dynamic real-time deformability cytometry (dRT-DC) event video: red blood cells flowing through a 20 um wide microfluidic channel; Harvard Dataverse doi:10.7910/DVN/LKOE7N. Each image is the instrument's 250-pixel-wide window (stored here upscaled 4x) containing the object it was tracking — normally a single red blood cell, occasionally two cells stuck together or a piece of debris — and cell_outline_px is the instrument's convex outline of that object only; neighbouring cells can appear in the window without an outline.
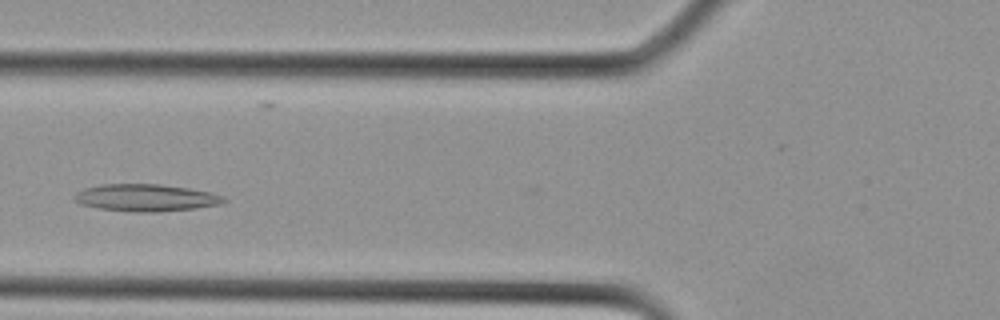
{"species": "Egyptian fruit bat (a non-hibernating species)", "species_latin": "Rousettus aegyptiacus", "temperature_condition": "cold", "stored_images_in_passage": 20, "camera_frame_rate_fps": 3000, "um_per_image_px": 0.085, "animal": {"sex": "female"}, "frame": {"image": 1, "passage_image": 3, "time_ms": 0.667, "image_size_px": [1000, 320], "cell_outline_px": [[228, 200], [220, 204], [196, 208], [160, 212], [132, 212], [100, 208], [80, 204], [72, 200], [72, 196], [76, 192], [84, 188], [104, 184], [160, 184], [188, 188], [212, 192], [224, 196]], "centroid_in_image_um": [12.39, 16.81], "position_along_channel_um": 113.4, "area_um2": 23.87}}
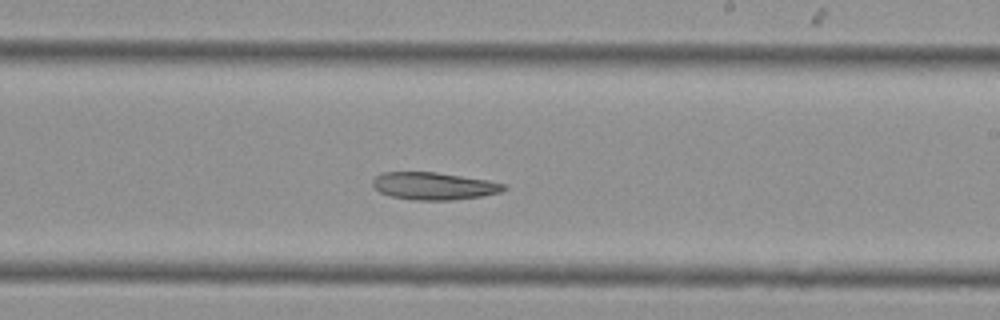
{"frame": {"image": 2, "passage_image": 9, "time_ms": 2.667, "image_size_px": [1000, 320], "cell_outline_px": [[508, 188], [500, 192], [484, 196], [456, 200], [416, 200], [392, 196], [380, 192], [372, 184], [372, 180], [376, 176], [384, 172], [436, 172], [488, 180], [504, 184]], "centroid_in_image_um": [36.91, 15.81], "position_along_channel_um": 252.1, "area_um2": 20.92}}
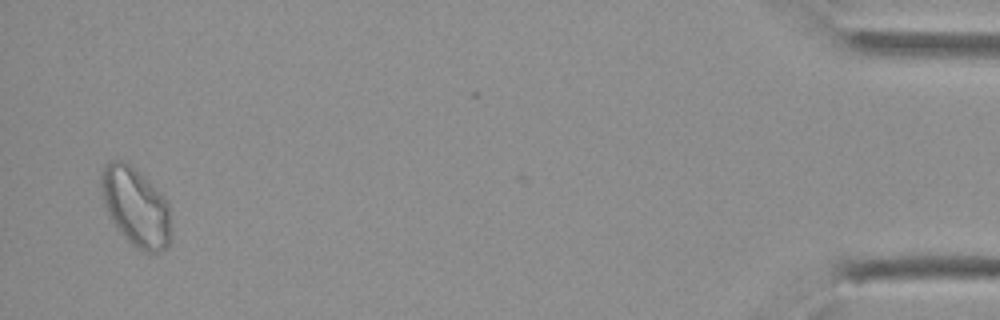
{"frame": {"image": 3, "passage_image": 20, "time_ms": 6.333, "image_size_px": [1000, 320], "cell_outline_px": [[172, 236], [168, 244], [160, 252], [144, 252], [136, 248], [124, 236], [112, 220], [104, 204], [100, 188], [100, 172], [104, 164], [112, 160], [124, 160], [148, 180], [164, 196], [168, 204], [172, 232]], "centroid_in_image_um": [11.54, 17.56], "position_along_channel_um": 423.7, "area_um2": 32.14}}